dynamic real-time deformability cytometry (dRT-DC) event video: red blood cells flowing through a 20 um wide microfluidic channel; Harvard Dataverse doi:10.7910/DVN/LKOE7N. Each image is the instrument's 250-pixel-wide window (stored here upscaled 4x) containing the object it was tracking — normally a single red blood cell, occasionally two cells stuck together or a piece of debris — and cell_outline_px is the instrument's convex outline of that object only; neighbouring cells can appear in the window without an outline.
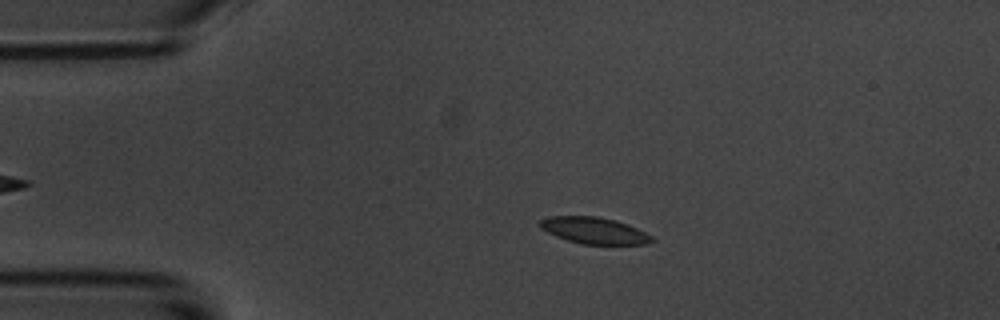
{"species": "common noctule bat (a hibernating species)", "species_latin": "Nyctalus noctula", "temperature_condition": "room temperature", "stored_images_in_passage": 49, "camera_frame_rate_fps": 3000, "um_per_image_px": 0.085, "animal": {"sex": "male", "body_mass_g": 20.1, "forearm_length_mm": 53.5}, "frame": {"image": 1, "passage_image": 11, "time_ms": 3.333, "image_size_px": [1000, 320], "cell_outline_px": [[656, 240], [644, 244], [580, 244], [556, 236], [540, 228], [536, 224], [540, 220], [548, 216], [596, 216], [616, 220], [636, 228], [652, 236]], "centroid_in_image_um": [50.46, 19.59], "position_along_channel_um": 34.5, "area_um2": 17.28}}
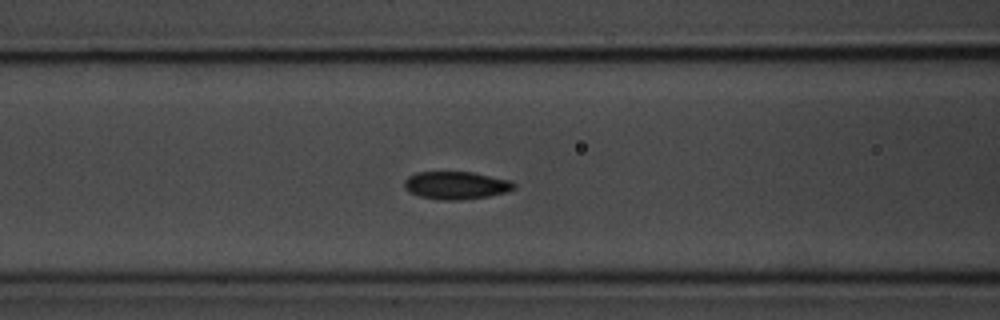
{"frame": {"image": 2, "passage_image": 22, "time_ms": 7.0, "image_size_px": [1000, 320], "cell_outline_px": [[516, 188], [508, 192], [488, 196], [464, 200], [440, 200], [420, 196], [408, 192], [404, 188], [404, 180], [408, 176], [416, 172], [472, 172], [512, 180], [516, 184]], "centroid_in_image_um": [38.79, 15.75], "position_along_channel_um": 127.8, "area_um2": 18.03}}
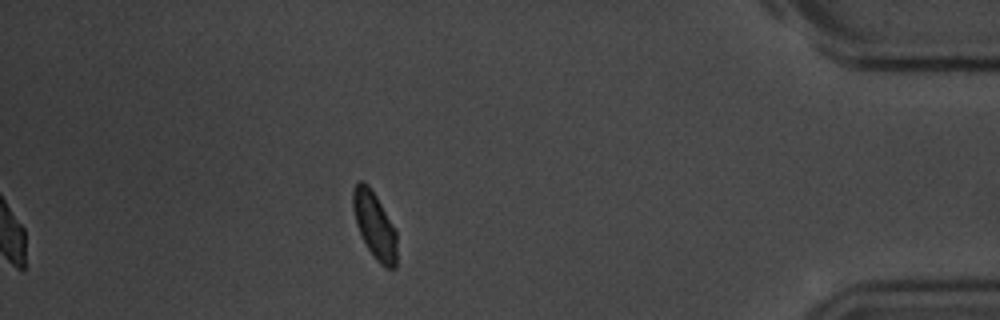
{"frame": {"image": 3, "passage_image": 49, "time_ms": 16.0, "image_size_px": [1000, 320], "cell_outline_px": [[396, 268], [388, 268], [380, 264], [376, 260], [368, 248], [356, 224], [352, 208], [352, 188], [360, 180], [364, 180], [368, 184], [376, 196], [396, 232]], "centroid_in_image_um": [31.81, 19.12], "position_along_channel_um": 403.4, "area_um2": 16.82}, "authors_computed_cell_mechanics": {"area_um2": 17.5712, "velocity_mm_per_s": 3.574, "shape_relaxation_time_tau1_ms": 2.8384, "shape_relaxation_time_tau2_ms": 4.3948, "deformation_change_tau1": 0.0961, "deformation_change_tau2": 0.0643}}